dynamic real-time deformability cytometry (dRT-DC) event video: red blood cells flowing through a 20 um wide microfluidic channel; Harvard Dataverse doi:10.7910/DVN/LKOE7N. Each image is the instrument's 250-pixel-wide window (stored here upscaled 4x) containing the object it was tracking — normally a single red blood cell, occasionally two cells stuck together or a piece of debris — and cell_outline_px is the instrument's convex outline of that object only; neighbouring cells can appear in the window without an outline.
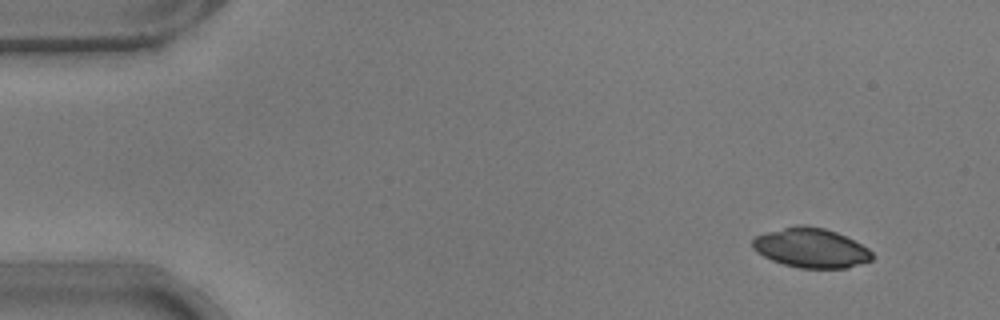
{"species": "common noctule bat (a hibernating species)", "species_latin": "Nyctalus noctula", "temperature_condition": "warm", "stored_images_in_passage": 50, "camera_frame_rate_fps": 3000, "um_per_image_px": 0.085, "animal": {"sex": "male", "body_mass_g": 17.9}, "frame": {"image": 1, "passage_image": 1, "time_ms": 0.0, "image_size_px": [1000, 320], "cell_outline_px": [[872, 260], [848, 268], [800, 268], [784, 264], [772, 260], [756, 252], [752, 248], [752, 240], [756, 236], [768, 232], [796, 224], [804, 224], [824, 228], [836, 232], [868, 248], [872, 252]], "centroid_in_image_um": [68.92, 21.07], "position_along_channel_um": 16.1, "area_um2": 27.46}}
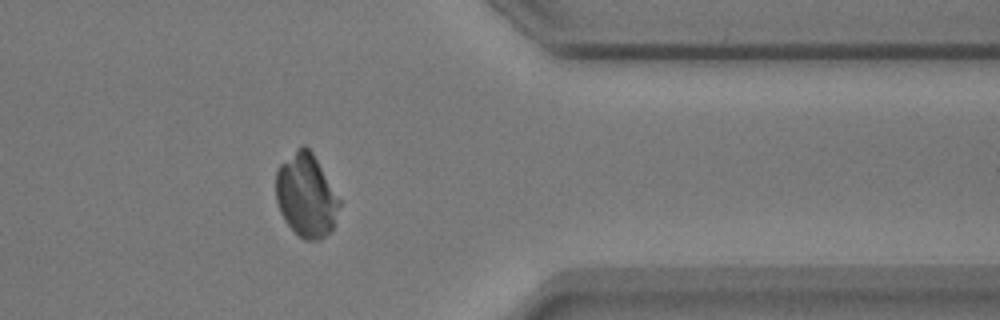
{"frame": {"image": 2, "passage_image": 40, "time_ms": 13.0, "image_size_px": [1000, 320], "cell_outline_px": [[340, 204], [332, 232], [320, 240], [304, 240], [284, 220], [280, 212], [276, 200], [276, 168], [300, 144], [304, 144], [312, 152], [340, 200]], "centroid_in_image_um": [26.01, 16.61], "position_along_channel_um": 385.4, "area_um2": 30.87}}
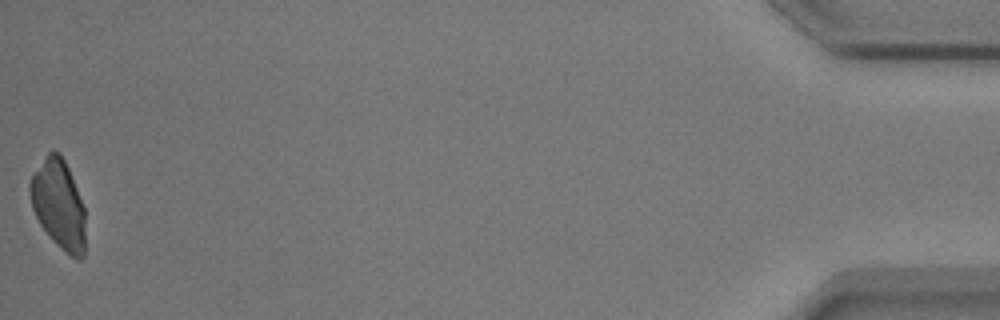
{"frame": {"image": 3, "passage_image": 50, "time_ms": 16.333, "image_size_px": [1000, 320], "cell_outline_px": [[84, 256], [80, 260], [76, 260], [64, 252], [52, 240], [40, 224], [32, 208], [28, 192], [28, 184], [32, 176], [48, 152], [52, 148], [64, 160], [68, 168], [84, 208]], "centroid_in_image_um": [4.96, 17.4], "position_along_channel_um": 430.2, "area_um2": 28.55}}